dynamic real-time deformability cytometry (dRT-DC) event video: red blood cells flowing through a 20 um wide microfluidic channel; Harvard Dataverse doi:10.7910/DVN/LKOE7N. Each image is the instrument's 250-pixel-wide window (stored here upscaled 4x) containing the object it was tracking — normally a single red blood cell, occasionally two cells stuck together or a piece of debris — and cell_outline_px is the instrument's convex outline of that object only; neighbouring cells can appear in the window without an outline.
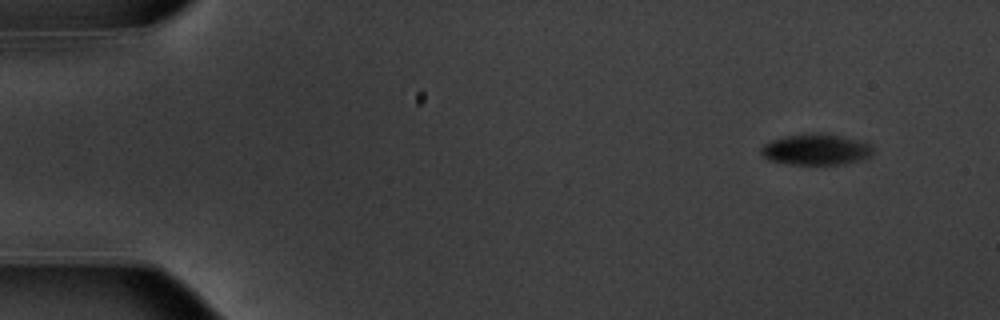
{"species": "common noctule bat (a hibernating species)", "species_latin": "Nyctalus noctula", "temperature_condition": "warm", "stored_images_in_passage": 6, "camera_frame_rate_fps": 3000, "um_per_image_px": 0.085, "animal": {"sex": "male", "body_mass_g": 20.1, "forearm_length_mm": 53.5}, "frame": {"image": 1, "passage_image": 1, "time_ms": 0.0, "image_size_px": [1000, 320], "cell_outline_px": [[872, 152], [868, 156], [844, 164], [788, 164], [768, 160], [760, 152], [760, 148], [764, 144], [772, 140], [784, 136], [808, 132], [820, 132], [844, 136], [868, 144], [872, 148]], "centroid_in_image_um": [69.28, 12.68], "position_along_channel_um": 15.7, "area_um2": 20.17}}